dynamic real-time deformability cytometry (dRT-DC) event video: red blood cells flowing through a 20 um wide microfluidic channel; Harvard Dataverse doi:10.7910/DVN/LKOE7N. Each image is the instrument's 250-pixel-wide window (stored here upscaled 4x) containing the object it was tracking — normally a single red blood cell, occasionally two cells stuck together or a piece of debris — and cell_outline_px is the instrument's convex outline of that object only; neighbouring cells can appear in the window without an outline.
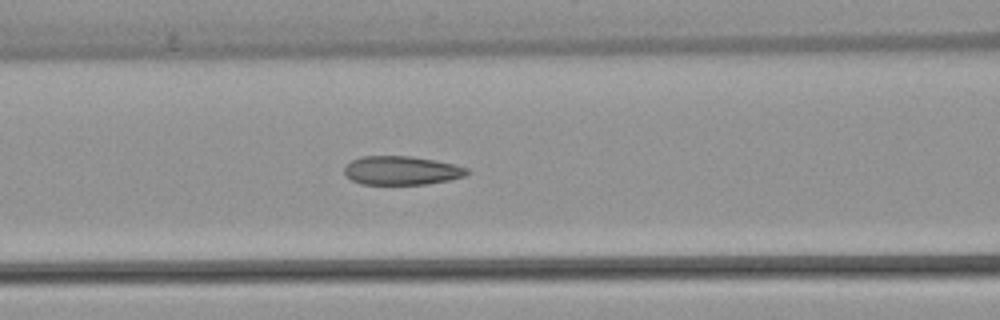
{"species": "common noctule bat (a hibernating species)", "species_latin": "Nyctalus noctula", "temperature_condition": "warm", "stored_images_in_passage": 29, "camera_frame_rate_fps": 3000, "um_per_image_px": 0.085, "animal": {"sex": "female", "body_mass_g": 22.7, "forearm_length_mm": 54.2}, "frame": {"image": 1, "passage_image": 13, "time_ms": 4.0, "image_size_px": [1000, 320], "cell_outline_px": [[472, 172], [464, 176], [448, 180], [428, 184], [360, 184], [352, 180], [344, 172], [344, 164], [360, 156], [412, 156], [436, 160], [468, 168]], "centroid_in_image_um": [34.12, 14.48], "position_along_channel_um": 132.5, "area_um2": 20.69}}